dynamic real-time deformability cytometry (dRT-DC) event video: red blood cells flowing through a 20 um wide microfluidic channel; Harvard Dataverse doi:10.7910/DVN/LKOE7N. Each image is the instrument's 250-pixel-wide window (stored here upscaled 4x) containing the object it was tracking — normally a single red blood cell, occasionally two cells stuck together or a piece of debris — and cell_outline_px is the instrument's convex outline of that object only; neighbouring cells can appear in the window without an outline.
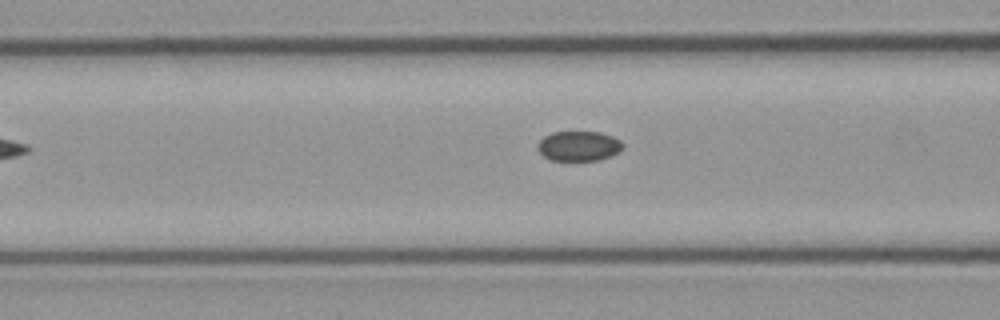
{"species": "common noctule bat (a hibernating species)", "species_latin": "Nyctalus noctula", "temperature_condition": "cold", "stored_images_in_passage": 4, "camera_frame_rate_fps": 3000, "um_per_image_px": 0.085, "animal": {"sex": "male", "body_mass_g": 23.1, "forearm_length_mm": 52.7}, "frame": {"image": 1, "passage_image": 4, "time_ms": 1.0, "image_size_px": [1000, 320], "cell_outline_px": [[624, 148], [620, 152], [600, 160], [548, 160], [536, 148], [536, 144], [544, 136], [552, 132], [600, 132], [612, 136], [620, 140], [624, 144]], "centroid_in_image_um": [49.2, 12.41], "position_along_channel_um": 117.4, "area_um2": 15.03}}